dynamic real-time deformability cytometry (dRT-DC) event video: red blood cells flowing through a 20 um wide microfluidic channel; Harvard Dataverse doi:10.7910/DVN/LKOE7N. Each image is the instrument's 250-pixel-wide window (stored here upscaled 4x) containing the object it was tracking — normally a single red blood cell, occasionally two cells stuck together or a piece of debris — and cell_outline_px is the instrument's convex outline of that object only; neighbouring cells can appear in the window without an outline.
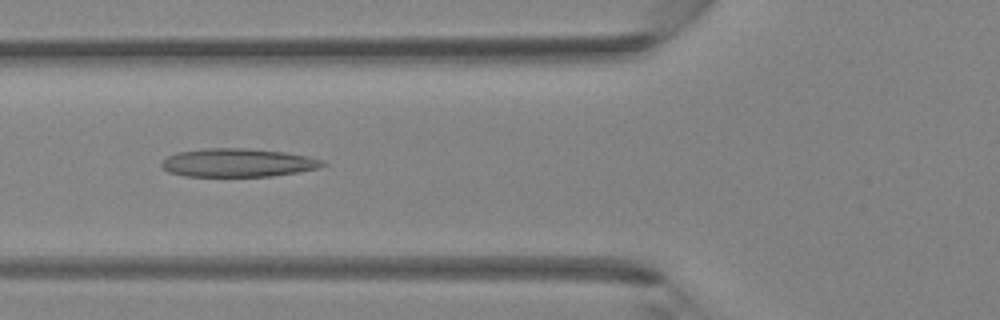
{"species": "Egyptian fruit bat (a non-hibernating species)", "species_latin": "Rousettus aegyptiacus", "temperature_condition": "room temperature", "stored_images_in_passage": 41, "camera_frame_rate_fps": 3000, "um_per_image_px": 0.085, "animal": {"sex": "female"}, "frame": {"image": 1, "passage_image": 15, "time_ms": 4.667, "image_size_px": [1000, 320], "cell_outline_px": [[328, 164], [320, 168], [300, 172], [272, 176], [184, 176], [168, 172], [160, 164], [168, 156], [176, 152], [208, 148], [248, 148], [284, 152], [308, 156], [324, 160]], "centroid_in_image_um": [20.27, 13.83], "position_along_channel_um": 105.5, "area_um2": 26.82}}
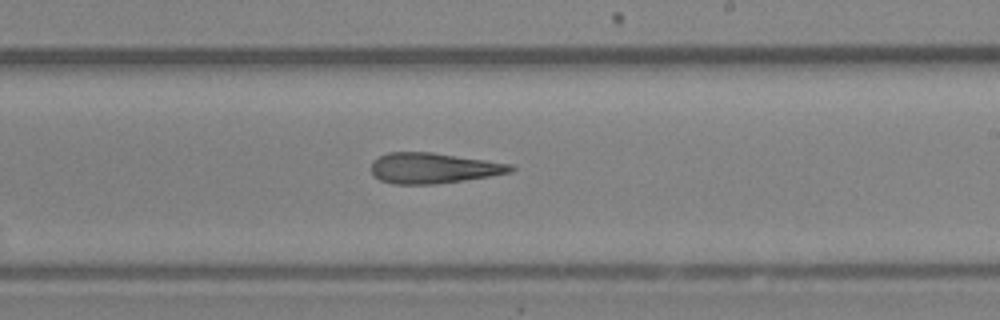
{"frame": {"image": 2, "passage_image": 24, "time_ms": 7.667, "image_size_px": [1000, 320], "cell_outline_px": [[516, 168], [512, 172], [464, 180], [436, 184], [392, 184], [380, 180], [372, 172], [372, 160], [388, 152], [432, 152], [512, 164]], "centroid_in_image_um": [36.83, 14.29], "position_along_channel_um": 252.2, "area_um2": 24.74}}
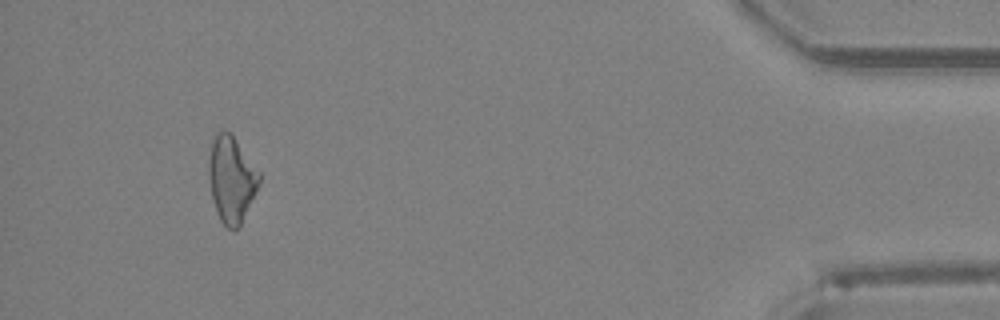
{"frame": {"image": 3, "passage_image": 38, "time_ms": 12.333, "image_size_px": [1000, 320], "cell_outline_px": [[260, 184], [240, 228], [228, 228], [220, 220], [212, 200], [208, 180], [208, 160], [212, 140], [216, 132], [220, 128], [224, 128], [232, 132], [260, 172]], "centroid_in_image_um": [19.67, 15.18], "position_along_channel_um": 415.5, "area_um2": 26.13}}